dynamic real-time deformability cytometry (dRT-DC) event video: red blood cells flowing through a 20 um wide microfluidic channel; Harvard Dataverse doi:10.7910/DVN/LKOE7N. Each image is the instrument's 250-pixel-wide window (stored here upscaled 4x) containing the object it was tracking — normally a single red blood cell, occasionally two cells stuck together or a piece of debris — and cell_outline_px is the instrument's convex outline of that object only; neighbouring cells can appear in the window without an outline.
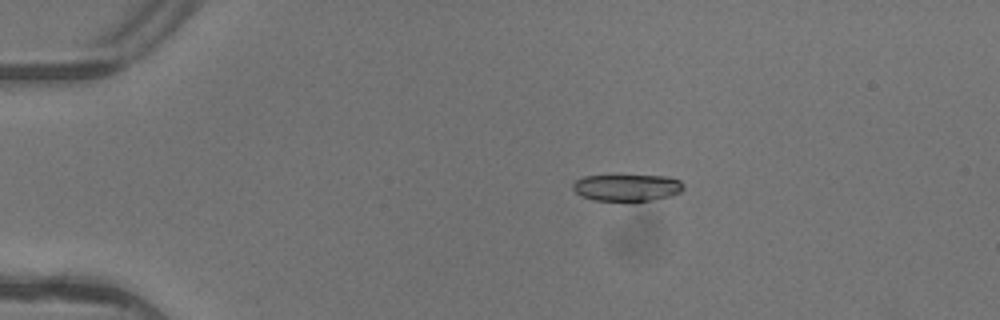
{"species": "common noctule bat (a hibernating species)", "species_latin": "Nyctalus noctula", "temperature_condition": "warm", "stored_images_in_passage": 5, "camera_frame_rate_fps": 3000, "um_per_image_px": 0.085, "animal": {"sex": "female"}, "frame": {"image": 1, "passage_image": 3, "time_ms": 0.667, "image_size_px": [1000, 320], "cell_outline_px": [[684, 188], [680, 192], [672, 196], [652, 200], [596, 200], [580, 196], [572, 188], [572, 184], [576, 180], [584, 176], [664, 176], [680, 180], [684, 184]], "centroid_in_image_um": [53.31, 15.94], "position_along_channel_um": 31.7, "area_um2": 17.11}}
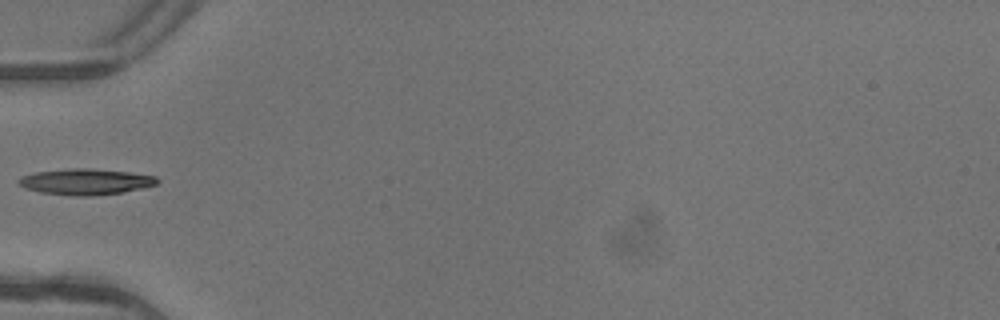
{"frame": {"image": 2, "passage_image": 5, "time_ms": 1.333, "image_size_px": [1000, 320], "cell_outline_px": [[160, 180], [156, 184], [124, 192], [88, 196], [76, 196], [40, 192], [16, 184], [16, 180], [20, 176], [36, 172], [72, 168], [88, 168], [128, 172], [156, 176]], "centroid_in_image_um": [7.25, 15.44], "position_along_channel_um": 77.8, "area_um2": 20.87}}